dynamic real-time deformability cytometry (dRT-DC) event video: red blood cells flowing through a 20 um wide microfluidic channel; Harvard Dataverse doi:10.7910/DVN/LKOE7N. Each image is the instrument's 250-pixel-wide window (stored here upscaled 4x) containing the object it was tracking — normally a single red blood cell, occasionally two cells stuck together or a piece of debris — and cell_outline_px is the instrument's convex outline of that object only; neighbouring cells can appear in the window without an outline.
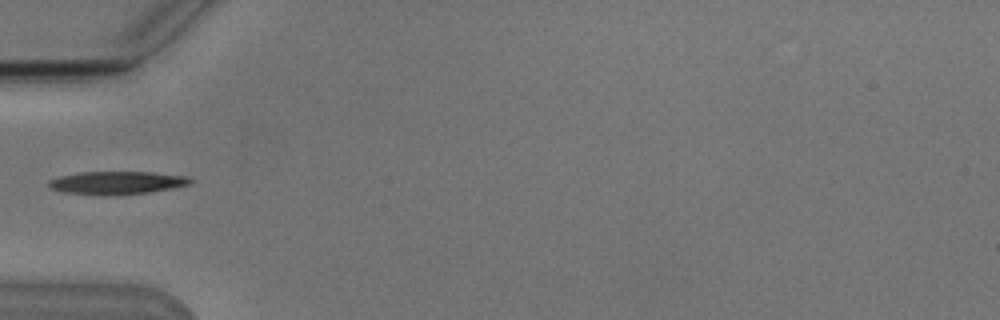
{"species": "Egyptian fruit bat (a non-hibernating species)", "species_latin": "Rousettus aegyptiacus", "temperature_condition": "cold", "stored_images_in_passage": 1, "camera_frame_rate_fps": 3000, "um_per_image_px": 0.085, "animal": {"sex": "male"}, "frame": {"image": 1, "passage_image": 1, "time_ms": 0.0, "image_size_px": [1000, 320], "cell_outline_px": [[192, 184], [172, 188], [148, 192], [116, 196], [100, 196], [64, 192], [52, 188], [48, 184], [48, 180], [60, 176], [80, 172], [152, 172], [188, 176], [192, 180]], "centroid_in_image_um": [9.95, 15.54], "position_along_channel_um": 75.1, "area_um2": 19.19}}